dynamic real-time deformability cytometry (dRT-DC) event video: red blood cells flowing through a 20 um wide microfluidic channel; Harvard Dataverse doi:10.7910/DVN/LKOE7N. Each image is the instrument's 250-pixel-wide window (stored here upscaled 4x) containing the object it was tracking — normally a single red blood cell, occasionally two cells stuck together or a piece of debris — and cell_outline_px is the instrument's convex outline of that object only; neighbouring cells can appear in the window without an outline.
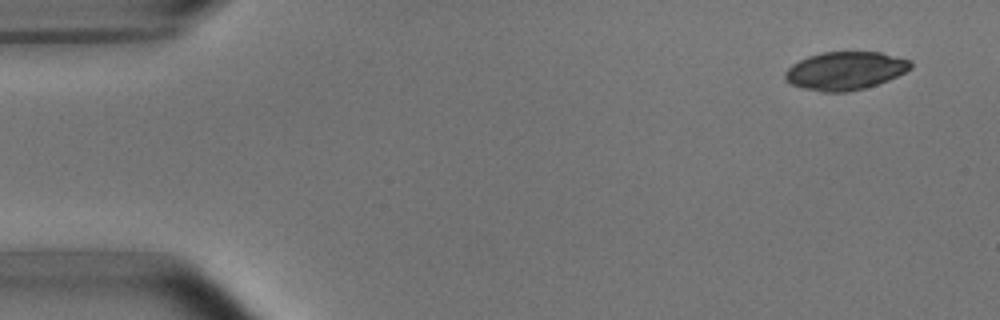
{"species": "common noctule bat (a hibernating species)", "species_latin": "Nyctalus noctula", "temperature_condition": "room temperature", "stored_images_in_passage": 6, "camera_frame_rate_fps": 3000, "um_per_image_px": 0.085, "animal": {"sex": "male", "body_mass_g": 15.6}, "frame": {"image": 1, "passage_image": 1, "time_ms": 0.0, "image_size_px": [1000, 320], "cell_outline_px": [[912, 68], [888, 80], [864, 88], [848, 92], [820, 92], [804, 88], [792, 84], [784, 80], [784, 72], [792, 64], [808, 56], [824, 52], [880, 52], [912, 60]], "centroid_in_image_um": [71.84, 6.01], "position_along_channel_um": 13.2, "area_um2": 27.92}}
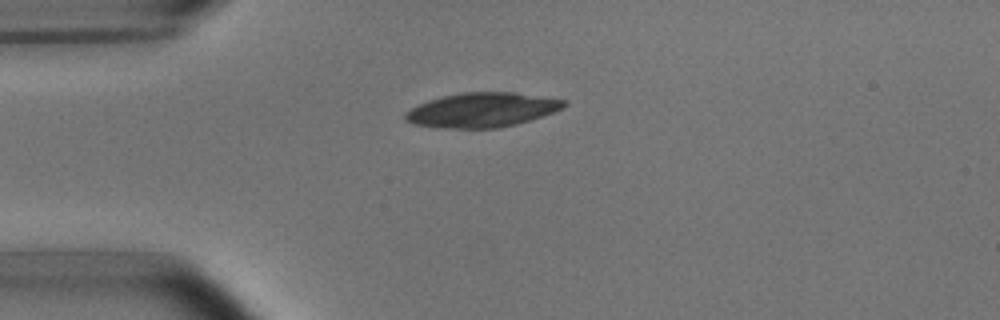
{"frame": {"image": 2, "passage_image": 4, "time_ms": 3.333, "image_size_px": [1000, 320], "cell_outline_px": [[568, 104], [552, 112], [516, 124], [496, 128], [440, 128], [412, 124], [404, 120], [404, 112], [428, 100], [460, 92], [512, 92], [564, 100]], "centroid_in_image_um": [40.89, 9.35], "position_along_channel_um": 44.1, "area_um2": 31.56}}